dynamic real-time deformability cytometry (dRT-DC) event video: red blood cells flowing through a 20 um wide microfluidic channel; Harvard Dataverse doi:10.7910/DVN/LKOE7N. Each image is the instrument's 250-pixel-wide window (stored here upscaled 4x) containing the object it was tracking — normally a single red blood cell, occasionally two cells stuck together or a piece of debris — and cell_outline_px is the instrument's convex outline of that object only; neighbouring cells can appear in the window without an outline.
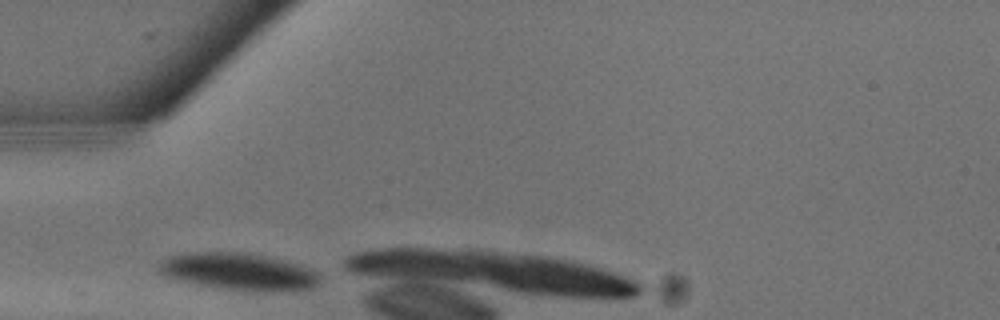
{"species": "common noctule bat (a hibernating species)", "species_latin": "Nyctalus noctula", "temperature_condition": "warm", "stored_images_in_passage": 12, "camera_frame_rate_fps": 3000, "um_per_image_px": 0.085, "animal": {"sex": "male", "body_mass_g": 13.3}, "frame": {"image": 1, "passage_image": 1, "time_ms": 0.0, "image_size_px": [1000, 320], "cell_outline_px": [[320, 280], [316, 284], [308, 288], [228, 288], [168, 276], [160, 272], [160, 260], [168, 256], [188, 252], [240, 252], [264, 256], [296, 264], [308, 268], [316, 272], [320, 276]], "centroid_in_image_um": [20.23, 23.0], "position_along_channel_um": 64.8, "area_um2": 32.19}}